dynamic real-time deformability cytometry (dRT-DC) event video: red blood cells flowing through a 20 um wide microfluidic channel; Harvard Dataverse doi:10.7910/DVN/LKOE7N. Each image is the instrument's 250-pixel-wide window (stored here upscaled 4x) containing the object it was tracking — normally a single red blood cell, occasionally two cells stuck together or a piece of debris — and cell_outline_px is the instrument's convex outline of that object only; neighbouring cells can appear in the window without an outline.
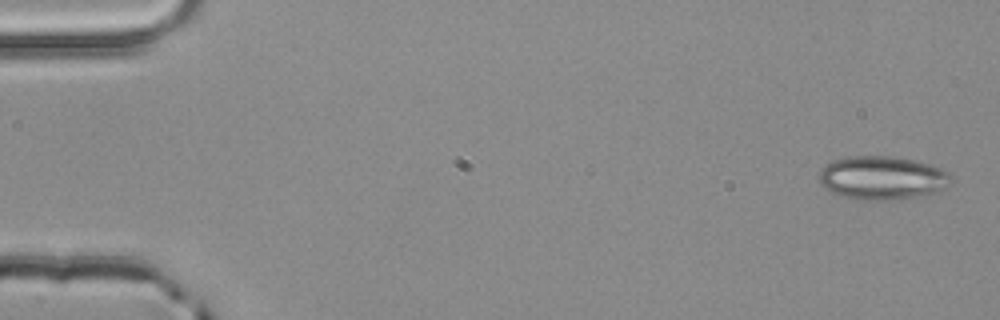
{"species": "common noctule bat (a hibernating species)", "species_latin": "Nyctalus noctula", "temperature_condition": "room temperature", "stored_images_in_passage": 4, "camera_frame_rate_fps": 3000, "um_per_image_px": 0.085, "animal": {"sex": "male", "body_mass_g": 20.4}, "frame": {"image": 1, "passage_image": 1, "time_ms": 0.0, "image_size_px": [1000, 320], "cell_outline_px": [[952, 180], [944, 188], [936, 192], [920, 196], [900, 200], [864, 200], [840, 196], [824, 188], [820, 184], [820, 168], [832, 160], [848, 156], [892, 156], [912, 160], [928, 164], [940, 168], [948, 172], [952, 176]], "centroid_in_image_um": [74.97, 15.13], "position_along_channel_um": 10.0, "area_um2": 33.7}}